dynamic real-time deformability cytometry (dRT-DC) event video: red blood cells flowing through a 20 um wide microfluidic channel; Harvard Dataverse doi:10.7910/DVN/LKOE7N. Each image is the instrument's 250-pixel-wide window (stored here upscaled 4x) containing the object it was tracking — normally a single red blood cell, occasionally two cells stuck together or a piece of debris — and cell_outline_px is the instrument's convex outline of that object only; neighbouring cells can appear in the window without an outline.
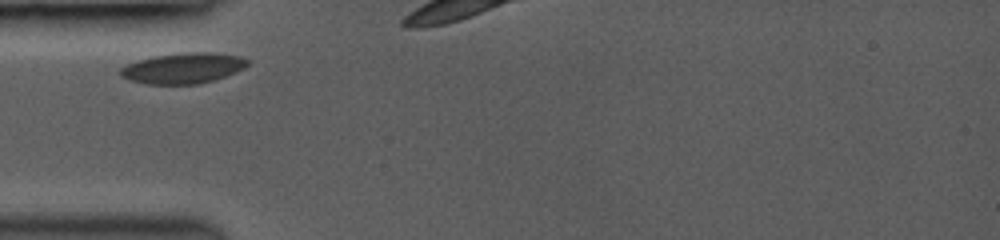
{"species": "common noctule bat (a hibernating species)", "species_latin": "Nyctalus noctula", "temperature_condition": "room temperature", "stored_images_in_passage": 5, "camera_frame_rate_fps": 3000, "um_per_image_px": 0.085, "animal": {"sex": "female", "body_mass_g": 19.0, "forearm_length_mm": 53.3}, "frame": {"image": 1, "passage_image": 1, "time_ms": 0.0, "image_size_px": [1000, 240], "cell_outline_px": [[248, 64], [244, 68], [236, 72], [200, 84], [144, 84], [128, 80], [120, 76], [120, 68], [136, 60], [152, 56], [184, 52], [212, 52], [240, 56], [248, 60]], "centroid_in_image_um": [15.53, 5.79], "position_along_channel_um": 69.5, "area_um2": 22.83}}
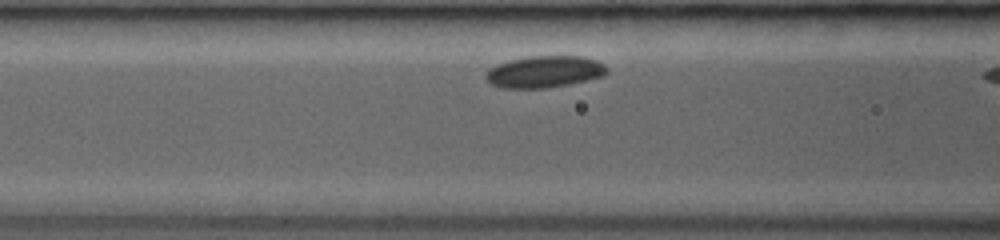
{"frame": {"image": 2, "passage_image": 4, "time_ms": 1.333, "image_size_px": [1000, 240], "cell_outline_px": [[608, 72], [604, 76], [568, 84], [548, 88], [500, 88], [484, 80], [484, 76], [488, 68], [496, 64], [528, 56], [580, 56], [596, 60], [604, 64], [608, 68]], "centroid_in_image_um": [46.25, 6.1], "position_along_channel_um": 120.4, "area_um2": 22.6}}